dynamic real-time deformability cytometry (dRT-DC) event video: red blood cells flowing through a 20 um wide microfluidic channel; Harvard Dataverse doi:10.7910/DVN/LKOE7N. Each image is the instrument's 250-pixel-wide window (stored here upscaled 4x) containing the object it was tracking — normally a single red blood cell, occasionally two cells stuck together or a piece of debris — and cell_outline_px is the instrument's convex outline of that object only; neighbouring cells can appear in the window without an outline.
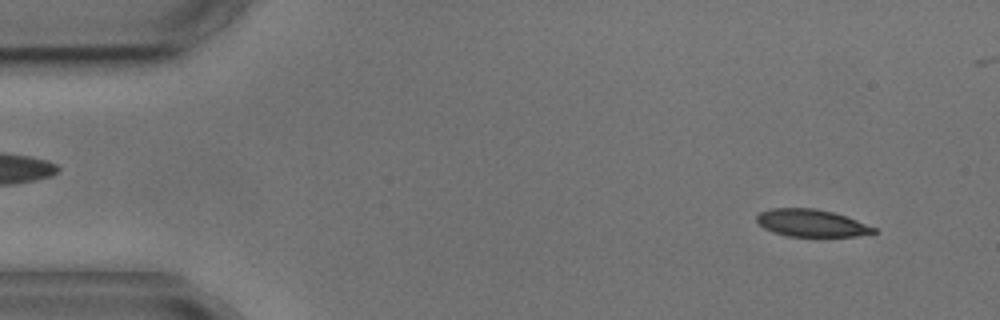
{"species": "common noctule bat (a hibernating species)", "species_latin": "Nyctalus noctula", "temperature_condition": "cold", "stored_images_in_passage": 5, "segment_of_instrument_passage": [2, 2], "camera_frame_rate_fps": 3000, "um_per_image_px": 0.085, "animal": {"sex": "male", "body_mass_g": 17.9, "forearm_length_mm": 54.2}, "frame": {"image": 1, "passage_image": 5, "time_ms": 5.333, "image_size_px": [1000, 320], "cell_outline_px": [[876, 232], [856, 236], [788, 236], [772, 232], [764, 228], [756, 220], [756, 216], [760, 212], [772, 208], [816, 208], [832, 212], [856, 220], [876, 228]], "centroid_in_image_um": [68.93, 18.95], "position_along_channel_um": 16.1, "area_um2": 18.44}}